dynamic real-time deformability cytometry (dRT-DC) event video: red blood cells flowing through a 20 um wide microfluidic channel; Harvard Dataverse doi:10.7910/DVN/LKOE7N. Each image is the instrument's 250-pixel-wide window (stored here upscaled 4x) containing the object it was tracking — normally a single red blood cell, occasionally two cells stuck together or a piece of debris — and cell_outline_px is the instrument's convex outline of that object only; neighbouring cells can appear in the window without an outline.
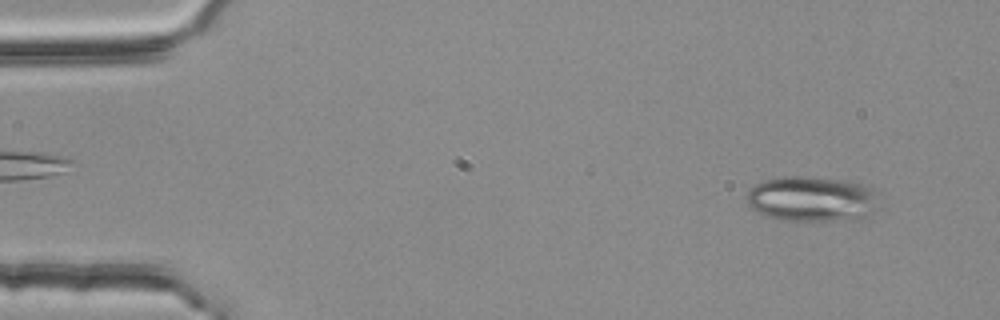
{"species": "common noctule bat (a hibernating species)", "species_latin": "Nyctalus noctula", "temperature_condition": "room temperature", "stored_images_in_passage": 4, "segment_of_instrument_passage": [2, 2], "camera_frame_rate_fps": 3000, "um_per_image_px": 0.085, "animal": {"sex": "female", "body_mass_g": 25.1}, "frame": {"image": 1, "passage_image": 4, "time_ms": 1.0, "image_size_px": [1000, 320], "cell_outline_px": [[876, 212], [868, 216], [856, 220], [780, 220], [764, 216], [752, 208], [748, 204], [744, 196], [748, 188], [764, 180], [784, 176], [804, 176], [848, 180], [868, 184], [876, 188]], "centroid_in_image_um": [69.03, 16.9], "position_along_channel_um": 16.0, "area_um2": 35.78}}